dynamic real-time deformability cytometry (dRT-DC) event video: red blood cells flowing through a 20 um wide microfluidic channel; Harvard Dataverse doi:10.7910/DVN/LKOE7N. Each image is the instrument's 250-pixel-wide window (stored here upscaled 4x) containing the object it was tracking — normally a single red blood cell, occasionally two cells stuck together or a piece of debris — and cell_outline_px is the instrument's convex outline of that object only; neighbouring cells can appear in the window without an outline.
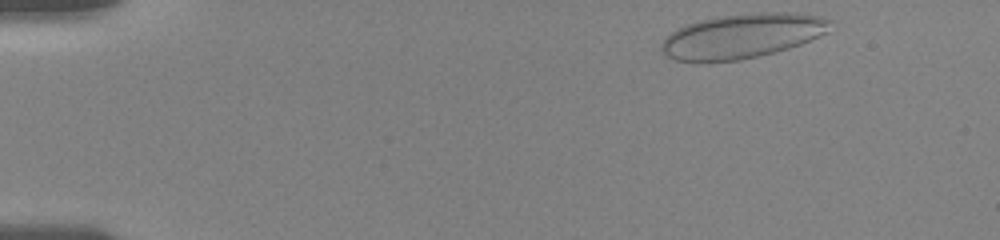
{"species": "human", "species_latin": "Homo sapiens", "temperature_condition": "room temperature", "stored_images_in_passage": 14, "camera_frame_rate_fps": 3000, "um_per_image_px": 0.085, "donor": {"sex": "female"}, "frame": {"image": 1, "passage_image": 1, "time_ms": 0.0, "image_size_px": [1000, 240], "cell_outline_px": [[832, 20], [828, 32], [800, 44], [788, 48], [740, 60], [708, 64], [672, 60], [660, 52], [660, 44], [676, 28], [700, 20], [716, 16], [756, 12], [788, 12], [820, 16]], "centroid_in_image_um": [63.02, 3.08], "position_along_channel_um": 22.0, "area_um2": 44.45}}
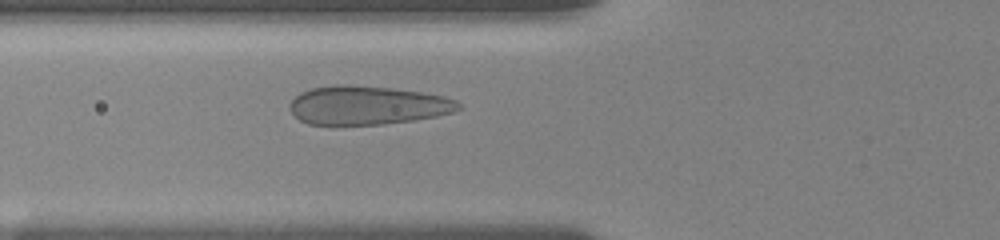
{"frame": {"image": 2, "passage_image": 14, "time_ms": 4.667, "image_size_px": [1000, 240], "cell_outline_px": [[464, 108], [452, 112], [436, 116], [412, 120], [380, 124], [308, 124], [300, 120], [292, 112], [288, 104], [300, 92], [312, 88], [332, 84], [348, 84], [392, 88], [420, 92], [444, 96], [456, 100]], "centroid_in_image_um": [31.23, 8.93], "position_along_channel_um": 94.6, "area_um2": 37.97}}